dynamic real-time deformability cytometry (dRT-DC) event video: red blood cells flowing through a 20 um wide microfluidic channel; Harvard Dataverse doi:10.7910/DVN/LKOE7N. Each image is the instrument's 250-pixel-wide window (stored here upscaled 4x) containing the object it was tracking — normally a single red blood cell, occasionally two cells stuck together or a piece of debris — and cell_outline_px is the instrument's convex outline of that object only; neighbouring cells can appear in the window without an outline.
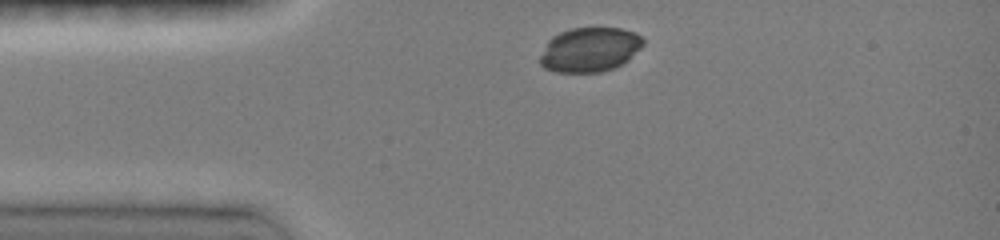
{"species": "common noctule bat (a hibernating species)", "species_latin": "Nyctalus noctula", "temperature_condition": "room temperature", "stored_images_in_passage": 18, "camera_frame_rate_fps": 3000, "um_per_image_px": 0.085, "animal": {"sex": "female", "body_mass_g": 19.0, "forearm_length_mm": 51.5}, "frame": {"image": 1, "passage_image": 1, "time_ms": 0.0, "image_size_px": [1000, 240], "cell_outline_px": [[644, 44], [624, 64], [616, 68], [600, 72], [556, 72], [544, 68], [540, 64], [540, 56], [548, 40], [552, 36], [560, 32], [572, 28], [620, 28], [636, 32], [644, 40]], "centroid_in_image_um": [50.14, 4.22], "position_along_channel_um": 34.9, "area_um2": 26.88}}
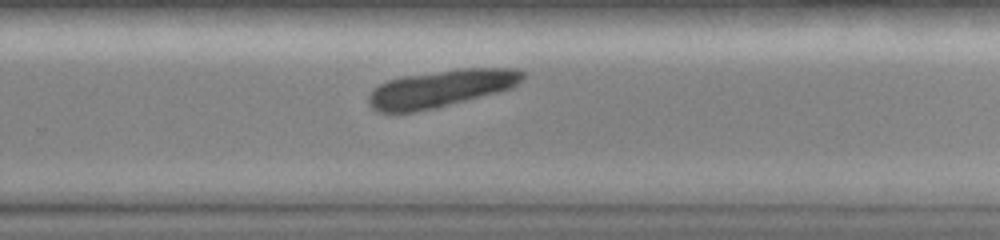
{"frame": {"image": 2, "passage_image": 12, "time_ms": 7.0, "image_size_px": [1000, 240], "cell_outline_px": [[524, 76], [512, 88], [436, 108], [416, 112], [376, 112], [368, 104], [368, 92], [372, 88], [388, 80], [404, 76], [464, 68], [516, 68], [524, 72]], "centroid_in_image_um": [37.42, 7.53], "position_along_channel_um": 292.4, "area_um2": 33.29}}
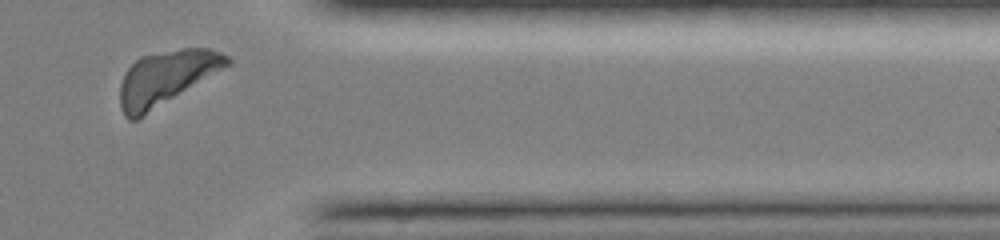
{"frame": {"image": 3, "passage_image": 17, "time_ms": 9.667, "image_size_px": [1000, 240], "cell_outline_px": [[232, 64], [136, 120], [128, 120], [124, 116], [120, 108], [120, 84], [124, 72], [140, 56], [184, 48], [208, 48], [220, 52], [228, 56], [232, 60]], "centroid_in_image_um": [14.12, 6.61], "position_along_channel_um": 397.3, "area_um2": 33.76}}